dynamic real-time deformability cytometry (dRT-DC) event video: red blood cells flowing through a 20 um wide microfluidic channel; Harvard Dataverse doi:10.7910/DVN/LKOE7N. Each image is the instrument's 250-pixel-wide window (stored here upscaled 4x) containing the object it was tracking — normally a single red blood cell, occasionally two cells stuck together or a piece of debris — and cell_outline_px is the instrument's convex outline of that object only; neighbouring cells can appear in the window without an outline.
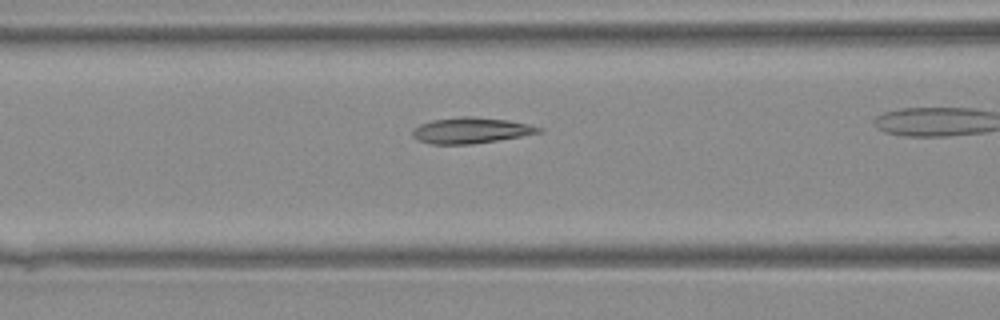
{"species": "Egyptian fruit bat (a non-hibernating species)", "species_latin": "Rousettus aegyptiacus", "temperature_condition": "warm", "stored_images_in_passage": 21, "camera_frame_rate_fps": 3000, "um_per_image_px": 0.085, "animal": {"sex": "female"}, "frame": {"image": 1, "passage_image": 10, "time_ms": 3.0, "image_size_px": [1000, 320], "cell_outline_px": [[544, 132], [472, 144], [432, 144], [420, 140], [412, 136], [412, 128], [420, 124], [432, 120], [460, 116], [472, 116], [508, 120], [528, 124], [544, 128]], "centroid_in_image_um": [40.03, 11.07], "position_along_channel_um": 126.6, "area_um2": 19.02}}
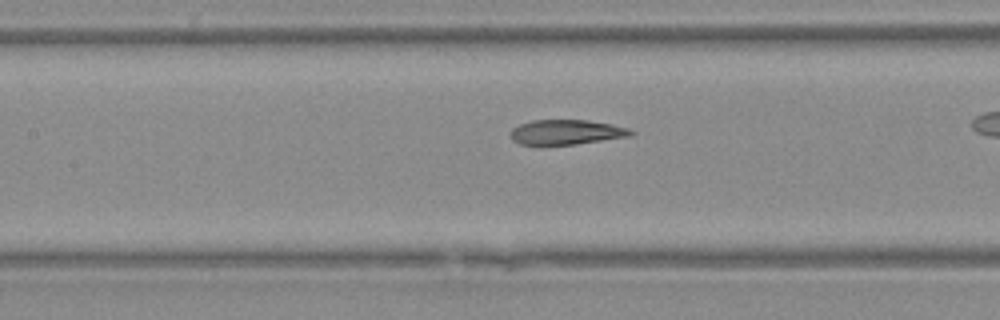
{"frame": {"image": 2, "passage_image": 12, "time_ms": 3.667, "image_size_px": [1000, 320], "cell_outline_px": [[636, 132], [632, 136], [576, 144], [520, 144], [512, 140], [508, 136], [508, 132], [512, 128], [520, 124], [532, 120], [588, 120], [612, 124], [628, 128]], "centroid_in_image_um": [48.13, 11.22], "position_along_channel_um": 159.3, "area_um2": 17.57}}
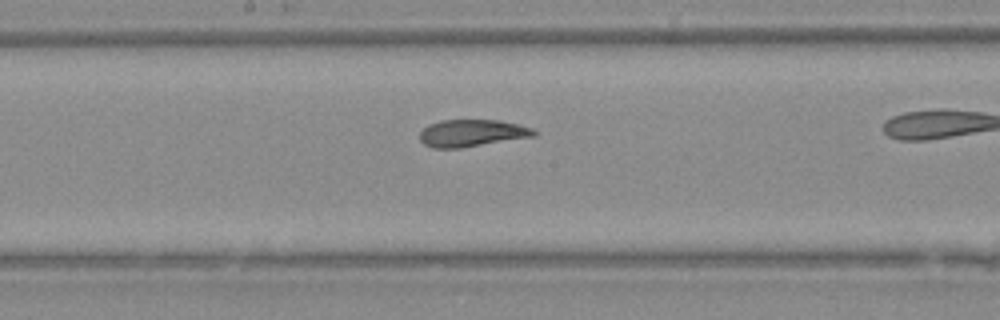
{"frame": {"image": 3, "passage_image": 15, "time_ms": 4.667, "image_size_px": [1000, 320], "cell_outline_px": [[536, 136], [460, 148], [432, 148], [424, 144], [420, 140], [420, 132], [428, 124], [440, 120], [500, 120], [520, 124], [532, 128], [536, 132]], "centroid_in_image_um": [40.11, 11.31], "position_along_channel_um": 208.1, "area_um2": 18.15}}